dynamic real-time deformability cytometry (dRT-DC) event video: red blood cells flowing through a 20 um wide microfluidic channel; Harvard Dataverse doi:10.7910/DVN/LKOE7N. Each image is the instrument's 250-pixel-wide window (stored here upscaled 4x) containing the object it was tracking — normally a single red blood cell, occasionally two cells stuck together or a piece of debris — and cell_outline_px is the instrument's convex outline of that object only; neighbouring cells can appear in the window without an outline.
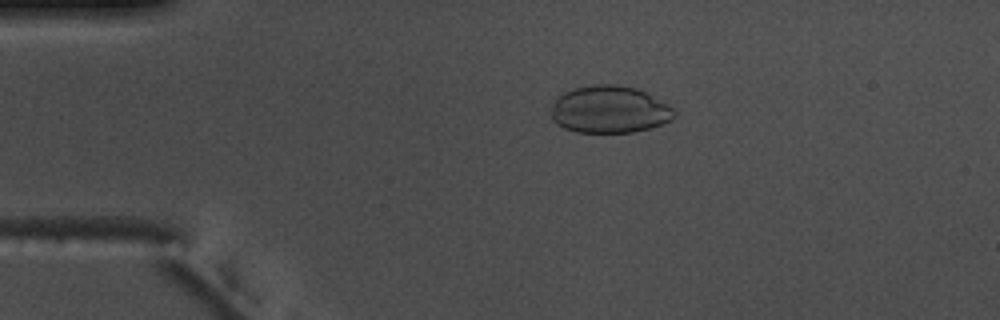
{"species": "common noctule bat (a hibernating species)", "species_latin": "Nyctalus noctula", "temperature_condition": "warm", "stored_images_in_passage": 49, "camera_frame_rate_fps": 3000, "um_per_image_px": 0.085, "animal": {"sex": "male", "body_mass_g": 17.5, "forearm_length_mm": 52.3}, "frame": {"image": 1, "passage_image": 5, "time_ms": 1.333, "image_size_px": [1000, 320], "cell_outline_px": [[676, 116], [672, 120], [664, 124], [652, 128], [632, 132], [576, 132], [564, 128], [556, 124], [552, 120], [552, 104], [556, 96], [564, 92], [576, 88], [596, 84], [616, 84], [636, 88], [644, 92], [672, 108], [676, 112]], "centroid_in_image_um": [51.79, 9.32], "position_along_channel_um": 33.2, "area_um2": 33.93}}
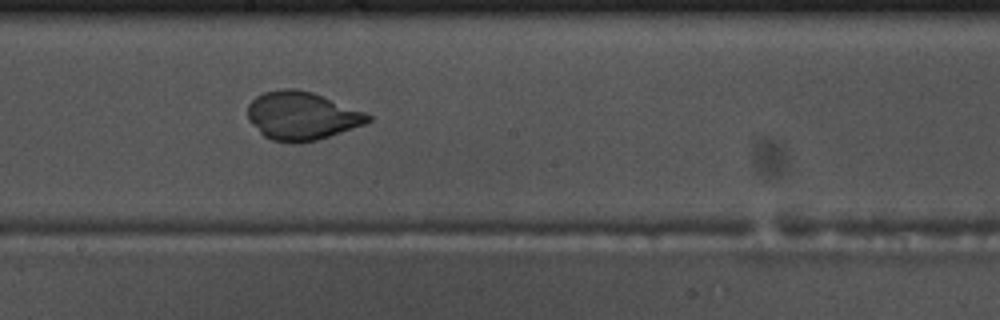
{"frame": {"image": 2, "passage_image": 24, "time_ms": 7.667, "image_size_px": [1000, 320], "cell_outline_px": [[372, 120], [364, 124], [316, 140], [300, 144], [292, 144], [272, 140], [264, 136], [248, 120], [248, 104], [256, 96], [264, 92], [280, 88], [296, 88], [312, 92], [364, 112], [372, 116]], "centroid_in_image_um": [25.61, 9.85], "position_along_channel_um": 222.6, "area_um2": 33.76}}
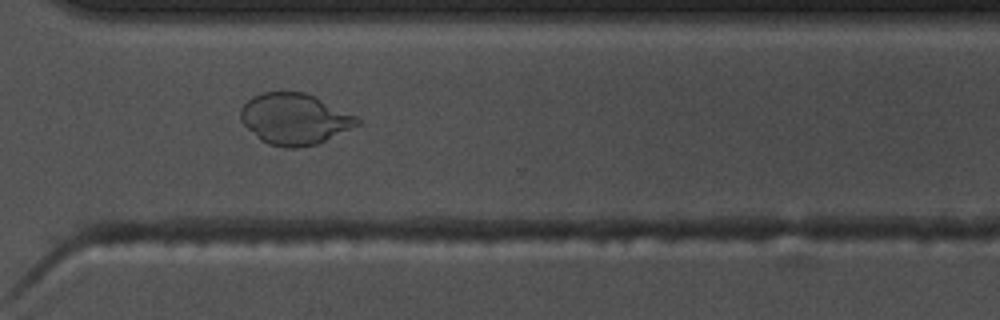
{"frame": {"image": 3, "passage_image": 34, "time_ms": 11.0, "image_size_px": [1000, 320], "cell_outline_px": [[360, 124], [316, 144], [300, 148], [284, 148], [268, 144], [260, 140], [240, 120], [240, 112], [244, 104], [252, 96], [264, 92], [304, 92], [316, 96], [356, 116], [360, 120]], "centroid_in_image_um": [25.03, 10.11], "position_along_channel_um": 345.6, "area_um2": 34.62}}